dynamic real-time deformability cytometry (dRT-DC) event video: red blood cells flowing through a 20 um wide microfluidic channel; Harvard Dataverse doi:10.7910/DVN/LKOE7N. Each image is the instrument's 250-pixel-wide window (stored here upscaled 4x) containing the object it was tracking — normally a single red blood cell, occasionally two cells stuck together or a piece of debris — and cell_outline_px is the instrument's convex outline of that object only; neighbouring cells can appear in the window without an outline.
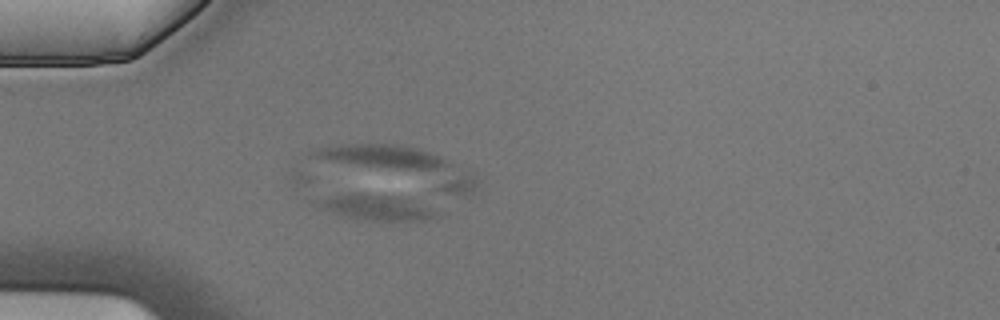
{"species": "Egyptian fruit bat (a non-hibernating species)", "species_latin": "Rousettus aegyptiacus", "temperature_condition": "cold", "stored_images_in_passage": 4, "camera_frame_rate_fps": 3000, "um_per_image_px": 0.085, "animal": {"sex": "male"}, "frame": {"image": 1, "passage_image": 4, "time_ms": 1.0, "image_size_px": [1000, 320], "cell_outline_px": [[440, 216], [428, 220], [384, 224], [380, 224], [352, 220], [340, 216], [320, 208], [312, 200], [328, 196], [348, 192], [364, 192], [400, 196], [440, 212]], "centroid_in_image_um": [31.94, 17.68], "position_along_channel_um": 53.1, "area_um2": 19.65}}